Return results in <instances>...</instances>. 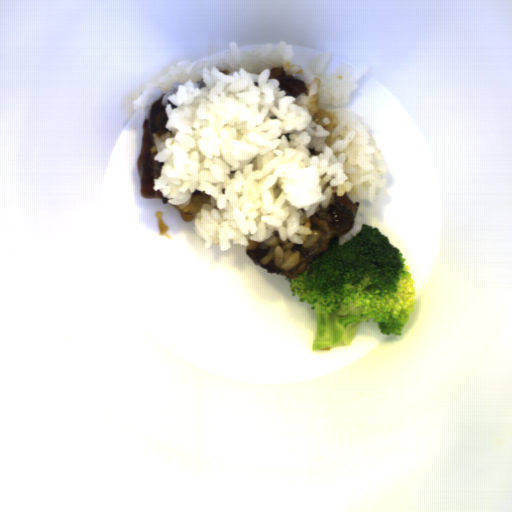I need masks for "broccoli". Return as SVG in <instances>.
Wrapping results in <instances>:
<instances>
[{
	"label": "broccoli",
	"instance_id": "obj_1",
	"mask_svg": "<svg viewBox=\"0 0 512 512\" xmlns=\"http://www.w3.org/2000/svg\"><path fill=\"white\" fill-rule=\"evenodd\" d=\"M287 283L297 302L317 314L312 350L346 347L364 323L376 324L383 335L401 336L417 297L401 250L381 229L367 224Z\"/></svg>",
	"mask_w": 512,
	"mask_h": 512
}]
</instances>
